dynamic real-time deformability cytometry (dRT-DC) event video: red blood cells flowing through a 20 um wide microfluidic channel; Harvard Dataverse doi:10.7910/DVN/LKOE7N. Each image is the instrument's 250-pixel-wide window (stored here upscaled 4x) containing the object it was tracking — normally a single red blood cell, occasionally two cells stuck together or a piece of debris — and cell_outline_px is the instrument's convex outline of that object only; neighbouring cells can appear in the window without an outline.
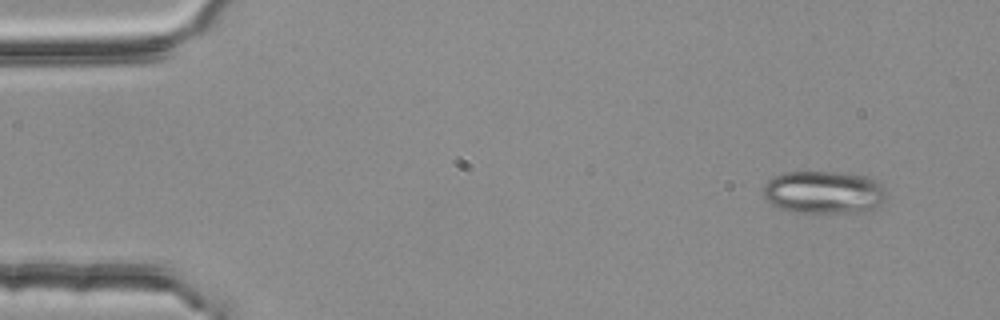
{"species": "common noctule bat (a hibernating species)", "species_latin": "Nyctalus noctula", "temperature_condition": "room temperature", "stored_images_in_passage": 4, "camera_frame_rate_fps": 3000, "um_per_image_px": 0.085, "animal": {"sex": "female", "body_mass_g": 25.1}, "frame": {"image": 1, "passage_image": 1, "time_ms": 0.0, "image_size_px": [1000, 320], "cell_outline_px": [[884, 200], [868, 216], [792, 212], [780, 208], [772, 204], [764, 196], [764, 184], [768, 180], [784, 172], [836, 172], [868, 176], [880, 180]], "centroid_in_image_um": [70.11, 16.41], "position_along_channel_um": 14.9, "area_um2": 31.85}}